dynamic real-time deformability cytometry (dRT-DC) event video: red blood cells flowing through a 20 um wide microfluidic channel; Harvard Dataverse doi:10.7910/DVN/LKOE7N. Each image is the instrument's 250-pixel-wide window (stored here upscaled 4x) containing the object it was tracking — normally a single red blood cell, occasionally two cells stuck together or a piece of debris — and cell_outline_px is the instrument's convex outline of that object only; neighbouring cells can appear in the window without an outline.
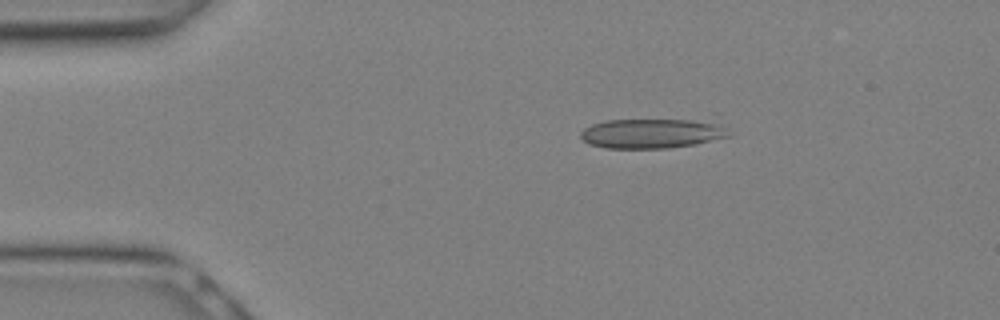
{"species": "Egyptian fruit bat (a non-hibernating species)", "species_latin": "Rousettus aegyptiacus", "temperature_condition": "warm", "stored_images_in_passage": 10, "camera_frame_rate_fps": 3000, "um_per_image_px": 0.085, "animal": {"sex": "female"}, "frame": {"image": 1, "passage_image": 5, "time_ms": 1.333, "image_size_px": [1000, 320], "cell_outline_px": [[728, 136], [696, 144], [668, 148], [604, 148], [588, 144], [580, 136], [580, 132], [584, 128], [592, 124], [608, 120], [692, 120], [712, 124], [724, 128]], "centroid_in_image_um": [55.27, 11.36], "position_along_channel_um": 29.7, "area_um2": 24.97}}
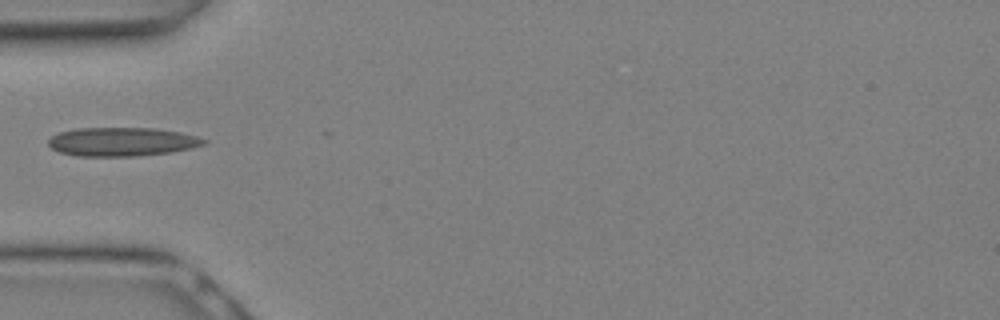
{"frame": {"image": 2, "passage_image": 9, "time_ms": 2.667, "image_size_px": [1000, 320], "cell_outline_px": [[208, 144], [192, 148], [172, 152], [136, 156], [76, 156], [60, 152], [52, 148], [48, 144], [48, 140], [52, 136], [60, 132], [76, 128], [156, 128], [180, 132], [196, 136], [208, 140]], "centroid_in_image_um": [10.41, 12.05], "position_along_channel_um": 74.6, "area_um2": 26.18}}